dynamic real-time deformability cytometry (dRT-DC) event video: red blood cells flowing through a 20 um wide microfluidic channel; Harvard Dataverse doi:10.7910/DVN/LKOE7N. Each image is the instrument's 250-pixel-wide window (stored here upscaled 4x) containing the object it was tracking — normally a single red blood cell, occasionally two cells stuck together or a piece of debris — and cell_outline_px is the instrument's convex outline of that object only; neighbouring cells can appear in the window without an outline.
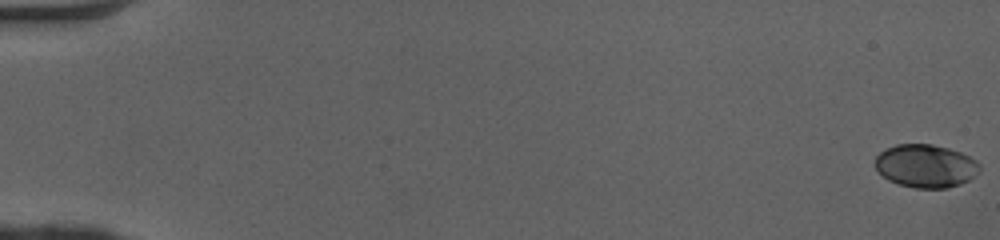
{"species": "human", "species_latin": "Homo sapiens", "temperature_condition": "cold", "stored_images_in_passage": 52, "camera_frame_rate_fps": 3000, "um_per_image_px": 0.085, "donor": {"sex": "female"}, "frame": {"image": 1, "passage_image": 1, "time_ms": 0.0, "image_size_px": [1000, 240], "cell_outline_px": [[980, 172], [968, 180], [960, 184], [948, 188], [916, 188], [900, 184], [888, 180], [876, 168], [876, 156], [884, 148], [896, 144], [932, 144], [948, 148], [960, 152], [976, 160], [980, 164]], "centroid_in_image_um": [78.7, 14.1], "position_along_channel_um": 6.3, "area_um2": 26.24}}
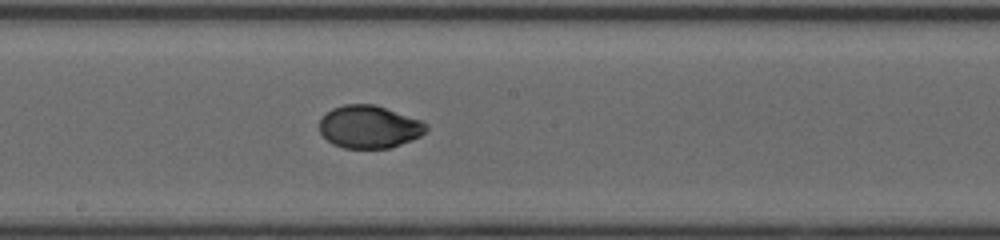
{"frame": {"image": 2, "passage_image": 30, "time_ms": 9.667, "image_size_px": [1000, 240], "cell_outline_px": [[428, 128], [420, 136], [412, 140], [388, 148], [344, 148], [332, 144], [320, 132], [320, 116], [332, 108], [344, 104], [372, 104], [420, 120], [428, 124]], "centroid_in_image_um": [31.35, 10.78], "position_along_channel_um": 216.9, "area_um2": 26.41}}
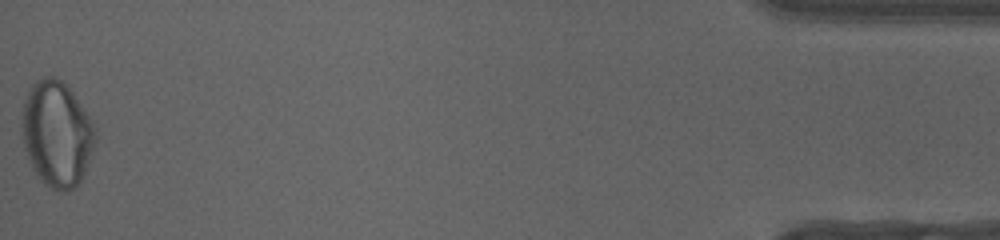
{"frame": {"image": 3, "passage_image": 52, "time_ms": 17.0, "image_size_px": [1000, 240], "cell_outline_px": [[96, 140], [92, 156], [80, 180], [68, 192], [64, 192], [52, 188], [44, 184], [36, 176], [32, 168], [24, 148], [20, 132], [20, 128], [24, 100], [32, 84], [36, 80], [44, 76], [52, 76], [60, 80], [72, 92], [92, 120], [96, 128]], "centroid_in_image_um": [4.81, 11.38], "position_along_channel_um": 430.4, "area_um2": 45.55}, "authors_computed_cell_mechanics": {"area_um2": 26.7614, "velocity_mm_per_s": 4.1078, "shape_relaxation_time_tau1_ms": 4.4193, "shape_relaxation_time_tau2_ms": 0.9135, "deformation_change_tau1": 0.1646, "deformation_change_tau2": 0.0285}}